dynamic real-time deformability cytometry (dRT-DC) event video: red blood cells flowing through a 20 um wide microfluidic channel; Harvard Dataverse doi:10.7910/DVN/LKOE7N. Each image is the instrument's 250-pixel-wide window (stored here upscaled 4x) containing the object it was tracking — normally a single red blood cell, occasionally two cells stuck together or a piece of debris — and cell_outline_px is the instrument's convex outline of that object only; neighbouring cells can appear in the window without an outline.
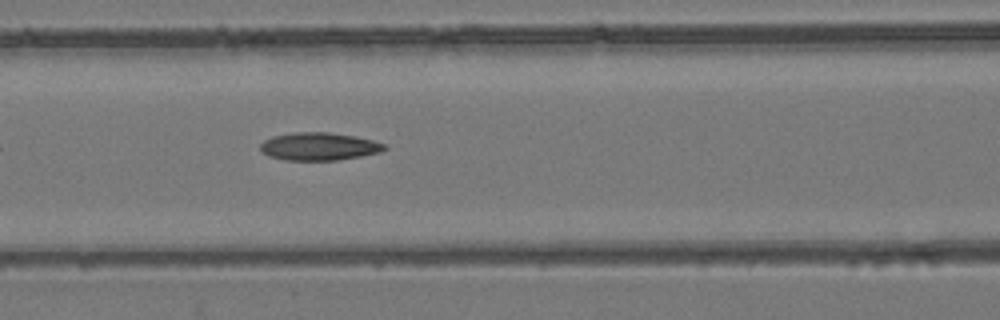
{"species": "common noctule bat (a hibernating species)", "species_latin": "Nyctalus noctula", "temperature_condition": "room temperature", "stored_images_in_passage": 39, "camera_frame_rate_fps": 3000, "um_per_image_px": 0.085, "animal": {"sex": "female", "body_mass_g": 24.6, "forearm_length_mm": 56.2}, "frame": {"image": 1, "passage_image": 9, "time_ms": 2.667, "image_size_px": [1000, 320], "cell_outline_px": [[388, 148], [380, 152], [360, 156], [336, 160], [284, 160], [268, 156], [260, 152], [260, 144], [264, 140], [272, 136], [296, 132], [328, 132], [356, 136], [372, 140], [384, 144]], "centroid_in_image_um": [27.08, 12.44], "position_along_channel_um": 139.5, "area_um2": 20.17}}
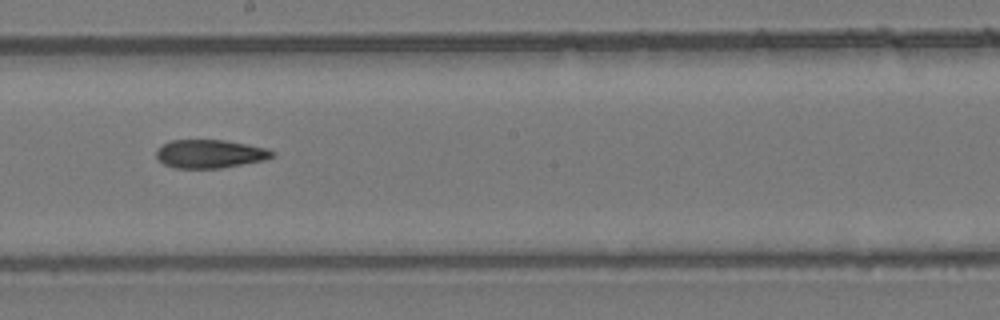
{"frame": {"image": 2, "passage_image": 16, "time_ms": 5.0, "image_size_px": [1000, 320], "cell_outline_px": [[276, 156], [264, 160], [220, 168], [176, 168], [164, 164], [156, 156], [156, 152], [164, 144], [172, 140], [224, 140], [248, 144], [268, 148], [276, 152]], "centroid_in_image_um": [17.91, 13.07], "position_along_channel_um": 230.3, "area_um2": 19.13}}
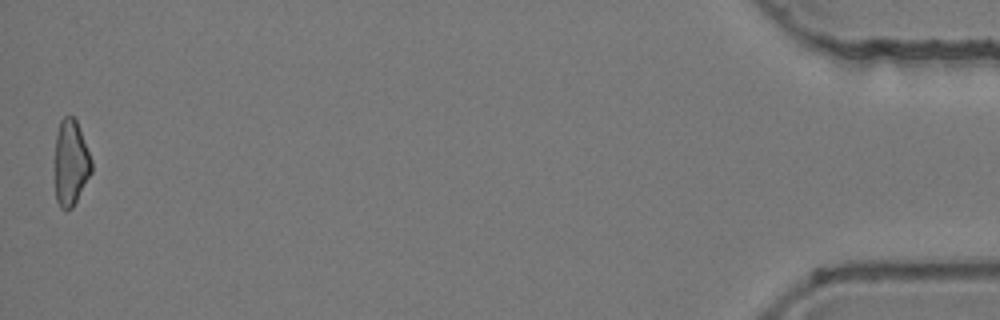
{"frame": {"image": 3, "passage_image": 39, "time_ms": 12.667, "image_size_px": [1000, 320], "cell_outline_px": [[92, 172], [72, 208], [60, 208], [56, 200], [56, 136], [60, 120], [64, 116], [72, 116], [76, 120], [92, 160]], "centroid_in_image_um": [6.03, 13.83], "position_along_channel_um": 429.2, "area_um2": 17.98}, "authors_computed_cell_mechanics": {"area_um2": 19.4786, "velocity_mm_per_s": 3.9014, "shape_relaxation_time_tau1_ms": null, "shape_relaxation_time_tau2_ms": 9.476, "deformation_change_tau1": null, "deformation_change_tau2": 0.218}}